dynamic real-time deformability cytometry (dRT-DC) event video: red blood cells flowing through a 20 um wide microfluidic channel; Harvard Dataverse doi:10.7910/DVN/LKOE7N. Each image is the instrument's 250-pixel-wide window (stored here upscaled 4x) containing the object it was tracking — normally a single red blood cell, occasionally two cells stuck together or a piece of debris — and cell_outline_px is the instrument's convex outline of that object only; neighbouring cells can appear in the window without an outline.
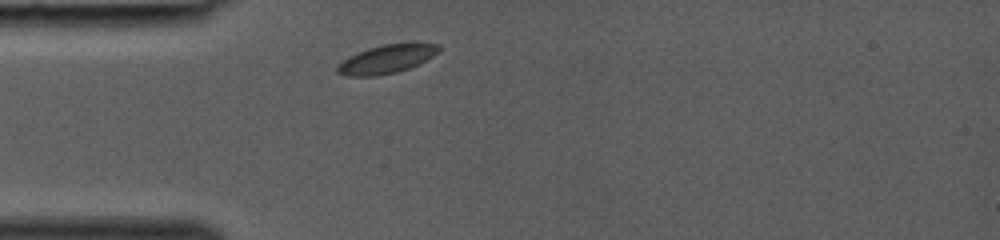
{"species": "common noctule bat (a hibernating species)", "species_latin": "Nyctalus noctula", "temperature_condition": "room temperature", "stored_images_in_passage": 25, "camera_frame_rate_fps": 3000, "um_per_image_px": 0.085, "animal": {"sex": "female", "body_mass_g": 19.0, "forearm_length_mm": 53.3}, "frame": {"image": 1, "passage_image": 1, "time_ms": 0.0, "image_size_px": [1000, 240], "cell_outline_px": [[440, 52], [420, 64], [396, 72], [376, 76], [344, 76], [336, 72], [336, 68], [348, 56], [356, 52], [368, 48], [384, 44], [440, 44]], "centroid_in_image_um": [32.85, 5.04], "position_along_channel_um": 52.2, "area_um2": 16.76}}
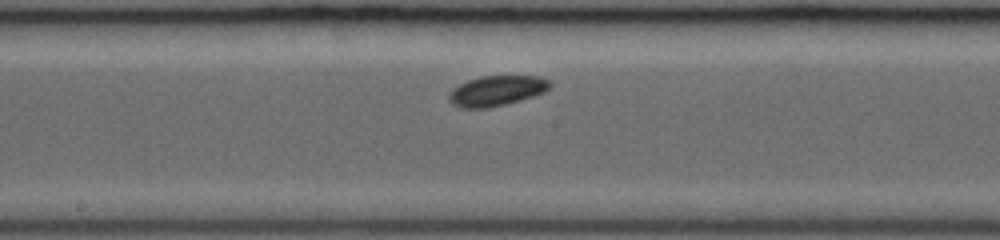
{"frame": {"image": 2, "passage_image": 11, "time_ms": 3.333, "image_size_px": [1000, 240], "cell_outline_px": [[552, 84], [544, 92], [520, 100], [488, 108], [460, 108], [452, 104], [448, 100], [448, 96], [452, 88], [468, 80], [480, 76], [540, 76], [548, 80]], "centroid_in_image_um": [42.18, 7.71], "position_along_channel_um": 206.0, "area_um2": 17.74}}
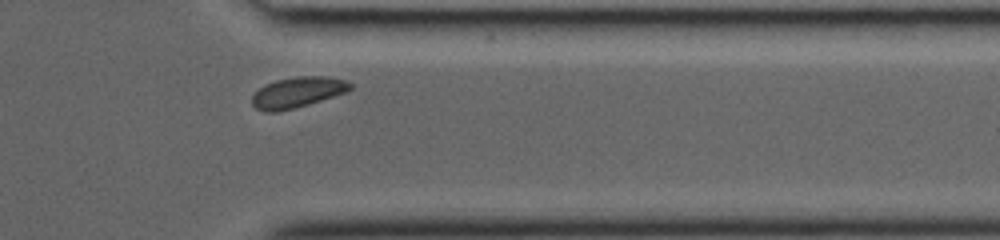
{"frame": {"image": 3, "passage_image": 22, "time_ms": 7.0, "image_size_px": [1000, 240], "cell_outline_px": [[352, 88], [348, 92], [308, 104], [276, 112], [264, 112], [256, 108], [252, 104], [252, 96], [260, 88], [276, 80], [300, 76], [324, 76], [348, 80], [352, 84]], "centroid_in_image_um": [25.33, 7.84], "position_along_channel_um": 386.1, "area_um2": 17.4}}